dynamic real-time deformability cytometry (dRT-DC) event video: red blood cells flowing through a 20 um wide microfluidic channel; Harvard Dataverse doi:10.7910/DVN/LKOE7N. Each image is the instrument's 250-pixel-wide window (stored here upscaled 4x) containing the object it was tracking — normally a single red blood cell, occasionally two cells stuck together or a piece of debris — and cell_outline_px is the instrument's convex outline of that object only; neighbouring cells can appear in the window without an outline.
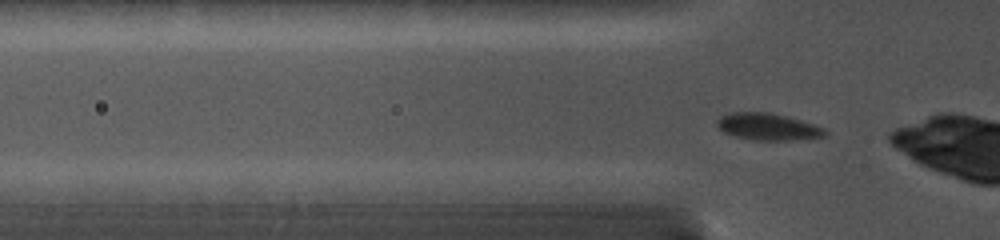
{"species": "common noctule bat (a hibernating species)", "species_latin": "Nyctalus noctula", "temperature_condition": "cold", "stored_images_in_passage": 50, "camera_frame_rate_fps": 5000, "um_per_image_px": 0.085, "animal": {"sex": "female", "body_mass_g": 19.0, "forearm_length_mm": 56.7}, "frame": {"image": 1, "passage_image": 3, "time_ms": 0.4, "image_size_px": [1000, 240], "cell_outline_px": [[828, 136], [788, 140], [756, 140], [736, 136], [724, 132], [716, 124], [716, 120], [720, 116], [732, 112], [768, 112], [800, 120], [824, 128], [828, 132]], "centroid_in_image_um": [65.26, 10.77], "position_along_channel_um": 60.5, "area_um2": 16.7}}
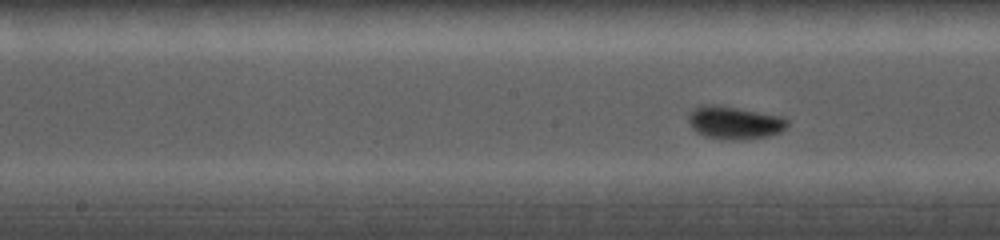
{"frame": {"image": 2, "passage_image": 19, "time_ms": 3.6, "image_size_px": [1000, 240], "cell_outline_px": [[788, 124], [780, 132], [768, 136], [740, 140], [720, 140], [704, 136], [696, 132], [692, 128], [688, 120], [688, 116], [692, 108], [704, 104], [716, 104], [784, 116], [788, 120]], "centroid_in_image_um": [62.4, 10.42], "position_along_channel_um": 185.8, "area_um2": 19.31}}
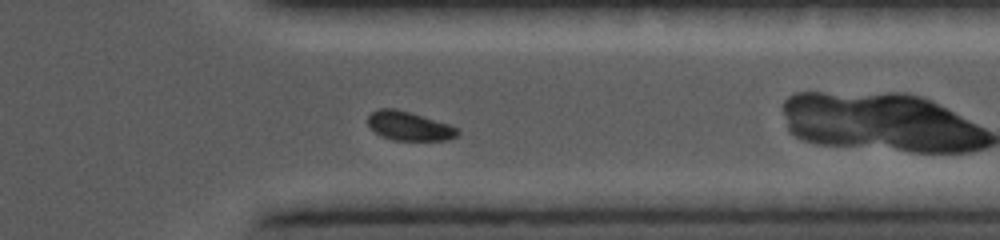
{"frame": {"image": 3, "passage_image": 43, "time_ms": 8.4, "image_size_px": [1000, 240], "cell_outline_px": [[460, 132], [456, 136], [448, 140], [392, 140], [380, 136], [368, 124], [368, 116], [372, 112], [380, 108], [396, 108], [452, 124], [460, 128]], "centroid_in_image_um": [34.83, 10.71], "position_along_channel_um": 376.6, "area_um2": 15.37}}